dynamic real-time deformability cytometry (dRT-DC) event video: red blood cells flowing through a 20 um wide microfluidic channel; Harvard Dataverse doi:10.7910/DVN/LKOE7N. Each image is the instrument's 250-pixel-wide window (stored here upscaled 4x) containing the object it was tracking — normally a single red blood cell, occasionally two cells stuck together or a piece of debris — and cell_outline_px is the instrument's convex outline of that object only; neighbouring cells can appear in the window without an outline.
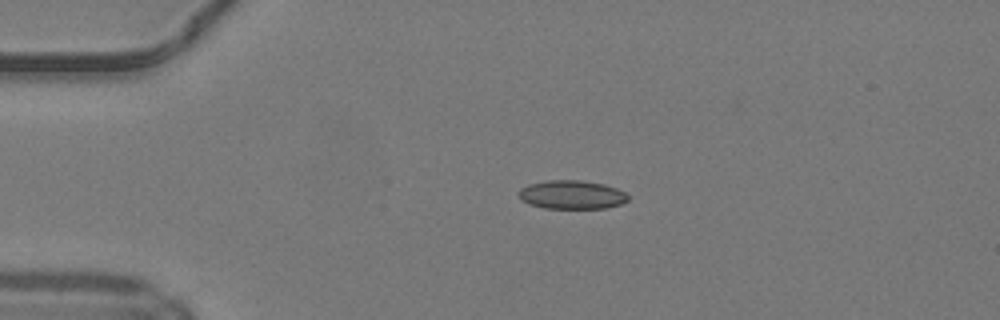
{"species": "common noctule bat (a hibernating species)", "species_latin": "Nyctalus noctula", "temperature_condition": "warm", "stored_images_in_passage": 39, "camera_frame_rate_fps": 3000, "um_per_image_px": 0.085, "animal": {"sex": "male", "body_mass_g": 19.2, "forearm_length_mm": 51.8}, "frame": {"image": 1, "passage_image": 1, "time_ms": 0.0, "image_size_px": [1000, 320], "cell_outline_px": [[628, 200], [620, 204], [608, 208], [544, 208], [528, 204], [520, 200], [516, 192], [520, 188], [528, 184], [548, 180], [580, 180], [604, 184], [616, 188], [624, 192], [628, 196]], "centroid_in_image_um": [48.55, 16.55], "position_along_channel_um": 36.5, "area_um2": 18.44}}
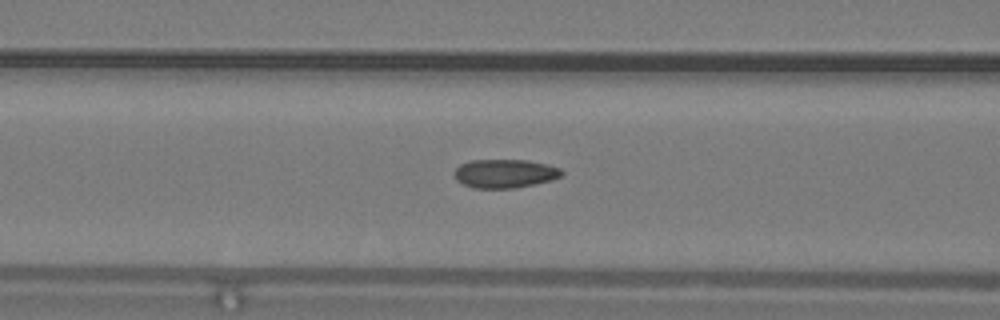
{"frame": {"image": 2, "passage_image": 10, "time_ms": 3.0, "image_size_px": [1000, 320], "cell_outline_px": [[564, 172], [560, 176], [552, 180], [516, 188], [472, 188], [456, 180], [456, 168], [460, 164], [472, 160], [528, 160], [548, 164], [560, 168]], "centroid_in_image_um": [42.94, 14.75], "position_along_channel_um": 123.7, "area_um2": 17.92}}
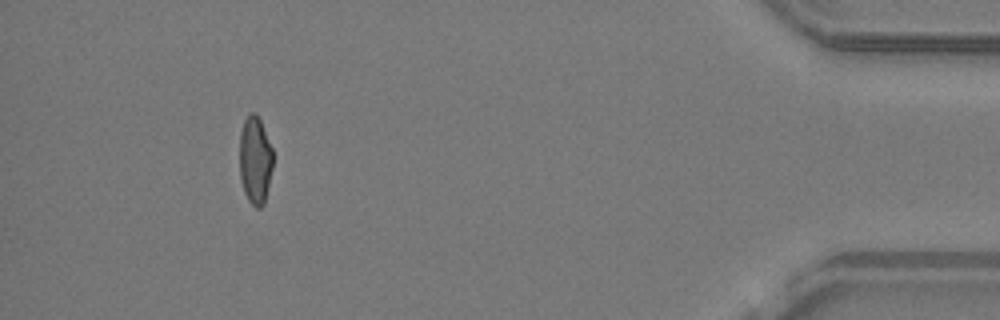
{"frame": {"image": 3, "passage_image": 35, "time_ms": 11.333, "image_size_px": [1000, 320], "cell_outline_px": [[272, 168], [264, 204], [260, 208], [256, 208], [248, 200], [244, 192], [240, 176], [240, 132], [244, 120], [248, 112], [256, 112], [260, 120], [272, 148]], "centroid_in_image_um": [21.67, 13.59], "position_along_channel_um": 413.5, "area_um2": 17.05}, "authors_computed_cell_mechanics": {"area_um2": 17.918, "velocity_mm_per_s": 4.2384, "shape_relaxation_time_tau1_ms": null, "shape_relaxation_time_tau2_ms": 1.3717, "deformation_change_tau1": null, "deformation_change_tau2": 0.0721}}